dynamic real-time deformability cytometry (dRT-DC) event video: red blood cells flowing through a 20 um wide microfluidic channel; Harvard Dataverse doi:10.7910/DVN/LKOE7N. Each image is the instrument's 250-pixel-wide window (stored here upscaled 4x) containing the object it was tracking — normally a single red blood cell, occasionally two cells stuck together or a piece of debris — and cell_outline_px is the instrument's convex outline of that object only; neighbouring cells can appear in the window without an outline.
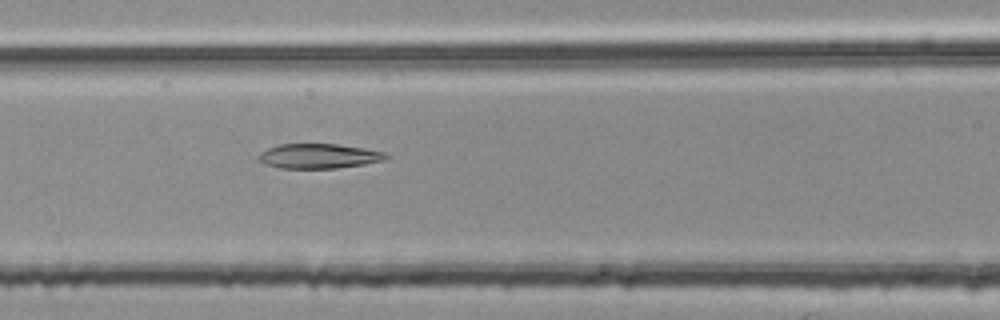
{"species": "common noctule bat (a hibernating species)", "species_latin": "Nyctalus noctula", "temperature_condition": "room temperature", "stored_images_in_passage": 38, "camera_frame_rate_fps": 3000, "um_per_image_px": 0.085, "animal": {"sex": "female", "body_mass_g": 25.1}, "frame": {"image": 1, "passage_image": 12, "time_ms": 3.667, "image_size_px": [1000, 320], "cell_outline_px": [[388, 156], [384, 160], [364, 164], [336, 168], [280, 168], [264, 164], [256, 156], [260, 152], [268, 148], [280, 144], [336, 144], [364, 148], [388, 152]], "centroid_in_image_um": [27.09, 13.26], "position_along_channel_um": 139.5, "area_um2": 18.38}}
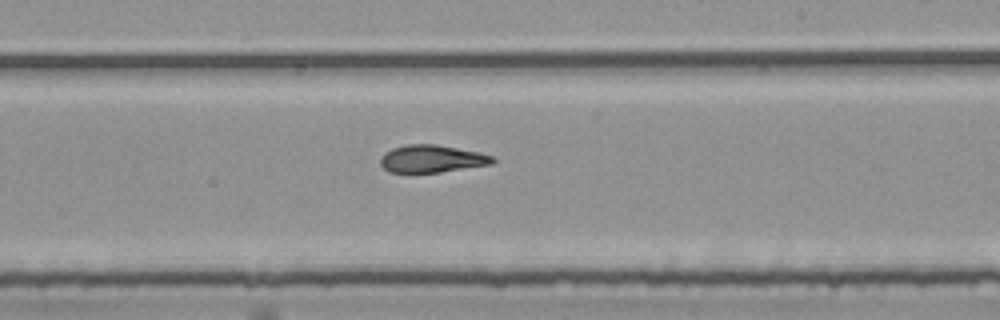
{"frame": {"image": 2, "passage_image": 21, "time_ms": 6.667, "image_size_px": [1000, 320], "cell_outline_px": [[496, 160], [492, 164], [440, 172], [388, 172], [380, 164], [380, 156], [384, 152], [392, 148], [408, 144], [436, 144], [480, 152], [492, 156]], "centroid_in_image_um": [36.69, 13.49], "position_along_channel_um": 252.3, "area_um2": 18.03}}
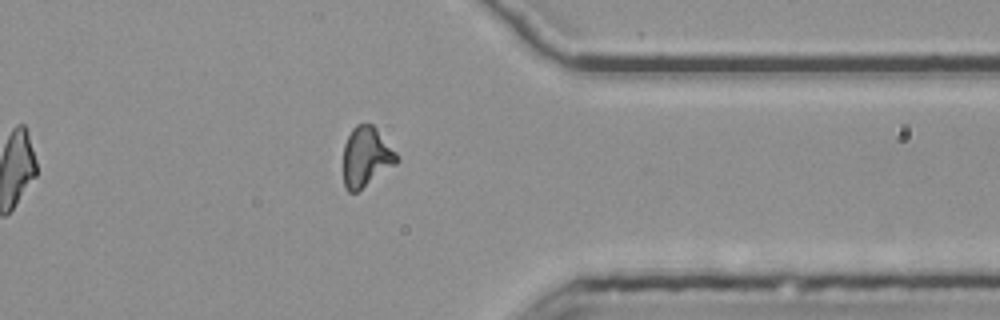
{"frame": {"image": 3, "passage_image": 32, "time_ms": 10.333, "image_size_px": [1000, 320], "cell_outline_px": [[400, 160], [396, 164], [356, 192], [348, 192], [344, 188], [344, 144], [352, 128], [356, 124], [372, 124], [376, 128], [396, 152]], "centroid_in_image_um": [31.12, 13.33], "position_along_channel_um": 380.3, "area_um2": 18.5}, "authors_computed_cell_mechanics": {"area_um2": 18.6116, "velocity_mm_per_s": 3.7718, "shape_relaxation_time_tau1_ms": null, "shape_relaxation_time_tau2_ms": 4.5472, "deformation_change_tau1": null, "deformation_change_tau2": 0.1177}}